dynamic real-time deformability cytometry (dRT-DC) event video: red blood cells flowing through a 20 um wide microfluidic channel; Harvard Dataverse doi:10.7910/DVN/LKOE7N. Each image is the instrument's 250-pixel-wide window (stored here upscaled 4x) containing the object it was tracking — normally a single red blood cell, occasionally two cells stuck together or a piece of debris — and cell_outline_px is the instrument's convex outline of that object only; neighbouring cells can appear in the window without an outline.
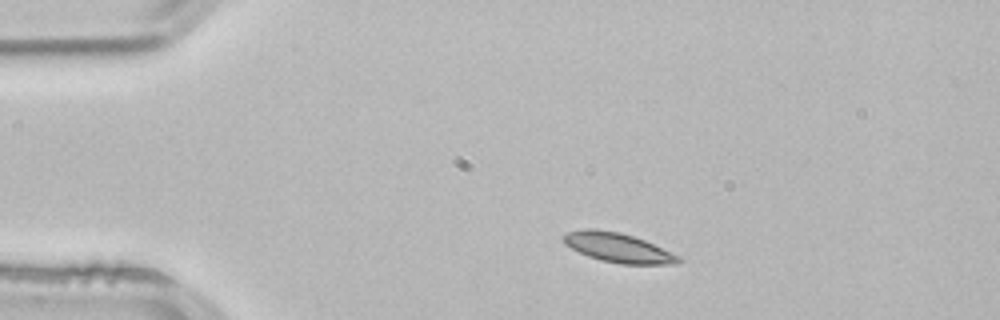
{"species": "common noctule bat (a hibernating species)", "species_latin": "Nyctalus noctula", "temperature_condition": "room temperature", "stored_images_in_passage": 2, "camera_frame_rate_fps": 3000, "um_per_image_px": 0.085, "animal": {"sex": "male", "body_mass_g": 21.5, "forearm_length_mm": 52.0}, "frame": {"image": 1, "passage_image": 1, "time_ms": 0.0, "image_size_px": [1000, 320], "cell_outline_px": [[684, 260], [680, 264], [620, 264], [600, 260], [588, 256], [564, 244], [564, 236], [568, 232], [584, 228], [592, 228], [616, 232], [632, 236], [644, 240], [680, 256]], "centroid_in_image_um": [52.57, 21.07], "position_along_channel_um": 32.4, "area_um2": 19.54}}